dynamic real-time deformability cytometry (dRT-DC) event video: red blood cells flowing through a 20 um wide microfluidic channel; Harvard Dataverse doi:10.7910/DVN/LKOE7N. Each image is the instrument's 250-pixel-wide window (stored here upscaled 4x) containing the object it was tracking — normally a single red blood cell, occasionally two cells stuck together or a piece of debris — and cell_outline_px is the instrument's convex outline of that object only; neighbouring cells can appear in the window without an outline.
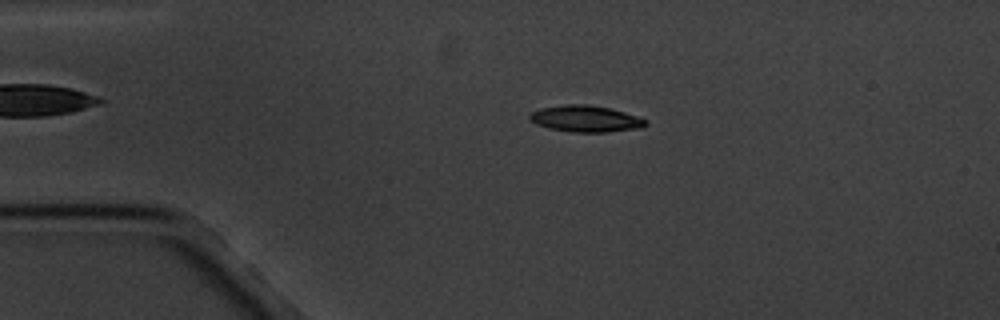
{"species": "common noctule bat (a hibernating species)", "species_latin": "Nyctalus noctula", "temperature_condition": "cold", "stored_images_in_passage": 5, "camera_frame_rate_fps": 3000, "um_per_image_px": 0.085, "animal": {"sex": "male", "body_mass_g": 20.1, "forearm_length_mm": 53.5}, "frame": {"image": 1, "passage_image": 4, "time_ms": 3.667, "image_size_px": [1000, 320], "cell_outline_px": [[648, 124], [640, 128], [608, 132], [572, 132], [548, 128], [536, 124], [528, 116], [532, 112], [540, 108], [564, 104], [588, 104], [608, 108], [624, 112], [648, 120]], "centroid_in_image_um": [49.78, 10.09], "position_along_channel_um": 35.2, "area_um2": 17.86}}